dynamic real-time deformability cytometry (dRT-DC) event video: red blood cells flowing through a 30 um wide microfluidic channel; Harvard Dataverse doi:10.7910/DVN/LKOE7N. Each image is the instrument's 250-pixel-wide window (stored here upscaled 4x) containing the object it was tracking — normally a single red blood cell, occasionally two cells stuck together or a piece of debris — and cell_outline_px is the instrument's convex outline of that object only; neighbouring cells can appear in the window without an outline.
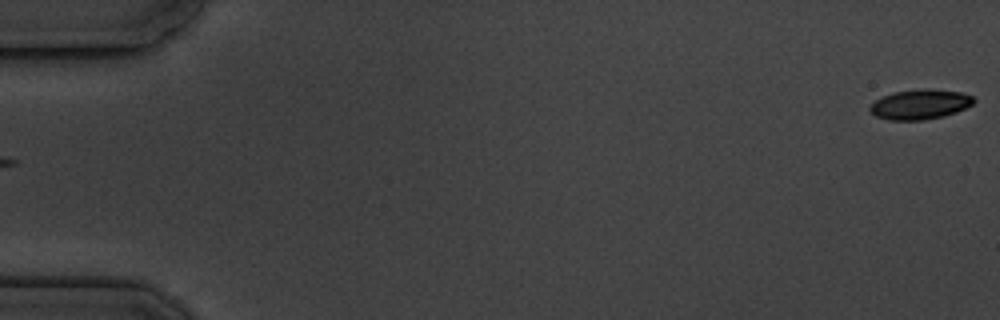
{"species": "common noctule bat (a hibernating species)", "species_latin": "Nyctalus noctula", "temperature_condition": "cold", "stored_images_in_passage": 5, "segment_of_instrument_passage": [2, 2], "camera_frame_rate_fps": 3000, "um_per_image_px": 0.085, "animal": {"sex": "male", "body_mass_g": 19.5, "forearm_length_mm": 54.6}, "frame": {"image": 1, "passage_image": 5, "time_ms": 5.333, "image_size_px": [1000, 320], "cell_outline_px": [[976, 100], [972, 104], [956, 112], [944, 116], [924, 120], [888, 120], [876, 116], [868, 108], [876, 100], [892, 92], [924, 88], [928, 88], [960, 92], [972, 96]], "centroid_in_image_um": [78.21, 8.87], "position_along_channel_um": 6.8, "area_um2": 18.03}}